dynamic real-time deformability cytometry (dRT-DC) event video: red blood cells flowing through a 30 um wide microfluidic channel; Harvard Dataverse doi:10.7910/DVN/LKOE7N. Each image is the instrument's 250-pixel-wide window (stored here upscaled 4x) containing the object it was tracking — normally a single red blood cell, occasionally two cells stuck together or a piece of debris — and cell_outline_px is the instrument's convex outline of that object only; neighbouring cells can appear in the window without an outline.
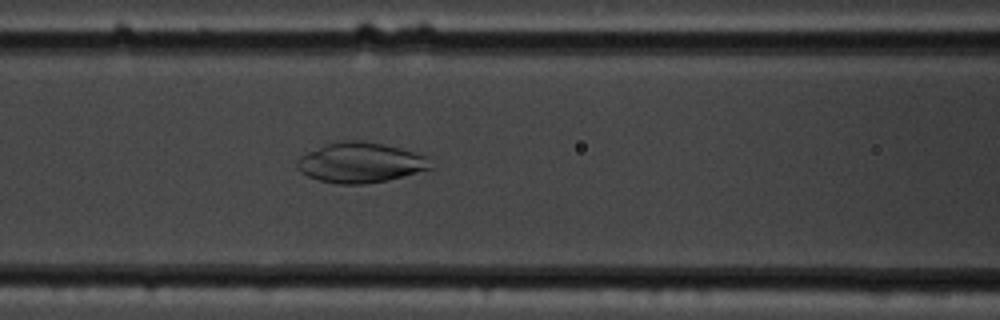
{"species": "common noctule bat (a hibernating species)", "species_latin": "Nyctalus noctula", "temperature_condition": "cold", "stored_images_in_passage": 59, "camera_frame_rate_fps": 3000, "um_per_image_px": 0.085, "animal": {"sex": "male", "body_mass_g": 19.5, "forearm_length_mm": 54.6}, "frame": {"image": 1, "passage_image": 25, "time_ms": 8.0, "image_size_px": [1000, 320], "cell_outline_px": [[436, 168], [388, 180], [364, 184], [340, 184], [320, 180], [308, 176], [300, 172], [296, 168], [296, 160], [300, 156], [308, 152], [328, 144], [340, 140], [360, 140], [384, 144], [400, 148], [428, 156]], "centroid_in_image_um": [30.69, 13.82], "position_along_channel_um": 135.9, "area_um2": 31.5}}
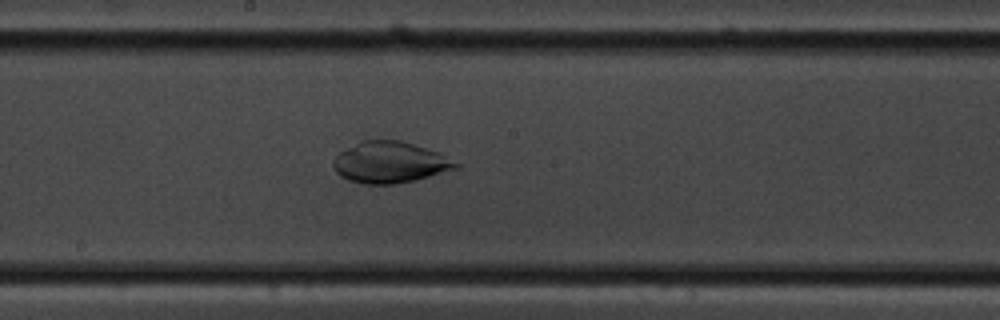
{"frame": {"image": 2, "passage_image": 32, "time_ms": 10.333, "image_size_px": [1000, 320], "cell_outline_px": [[460, 168], [416, 180], [392, 184], [360, 184], [348, 180], [340, 176], [332, 168], [332, 160], [340, 152], [360, 140], [400, 140], [440, 152], [460, 164]], "centroid_in_image_um": [33.14, 13.8], "position_along_channel_um": 215.1, "area_um2": 29.82}}
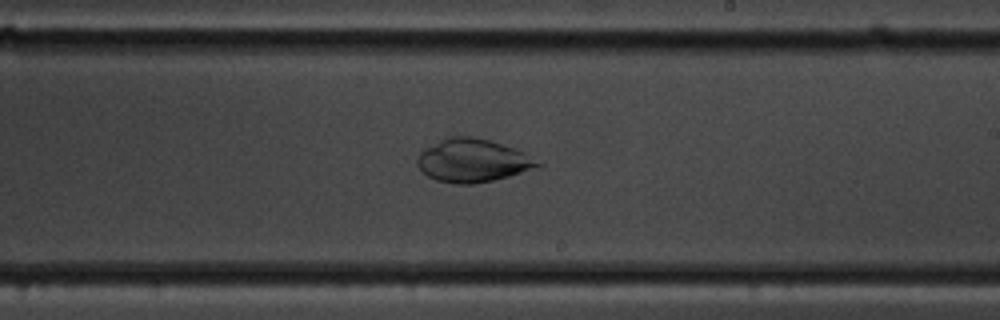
{"frame": {"image": 3, "passage_image": 35, "time_ms": 11.333, "image_size_px": [1000, 320], "cell_outline_px": [[544, 164], [508, 176], [492, 180], [472, 184], [460, 184], [436, 180], [428, 176], [416, 164], [416, 160], [420, 152], [424, 148], [448, 136], [472, 136], [488, 140], [524, 152]], "centroid_in_image_um": [40.13, 13.64], "position_along_channel_um": 248.9, "area_um2": 29.82}}